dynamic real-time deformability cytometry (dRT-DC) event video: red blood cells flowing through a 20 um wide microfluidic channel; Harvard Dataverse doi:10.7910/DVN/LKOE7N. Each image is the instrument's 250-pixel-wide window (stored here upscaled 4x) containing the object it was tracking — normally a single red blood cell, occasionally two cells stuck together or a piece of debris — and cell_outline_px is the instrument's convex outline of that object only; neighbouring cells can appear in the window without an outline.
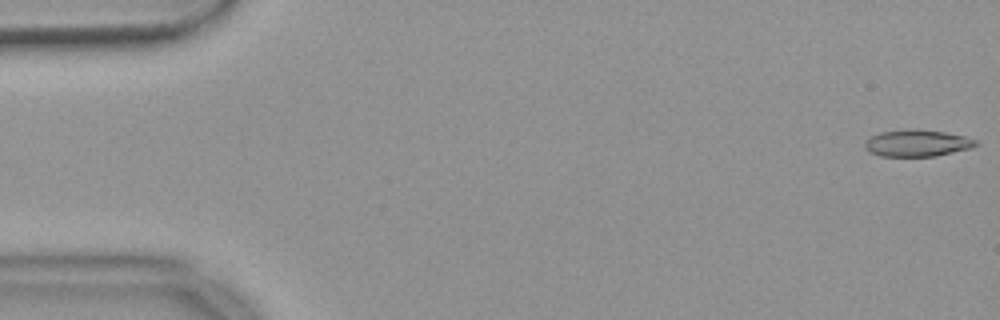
{"species": "common noctule bat (a hibernating species)", "species_latin": "Nyctalus noctula", "temperature_condition": "warm", "stored_images_in_passage": 55, "camera_frame_rate_fps": 3000, "um_per_image_px": 0.085, "animal": {"sex": "female", "body_mass_g": 18.4}, "frame": {"image": 1, "passage_image": 1, "time_ms": 0.0, "image_size_px": [1000, 320], "cell_outline_px": [[980, 144], [972, 148], [936, 156], [880, 156], [868, 152], [864, 148], [864, 140], [880, 132], [912, 128], [916, 128], [944, 132], [964, 136], [976, 140]], "centroid_in_image_um": [77.94, 12.16], "position_along_channel_um": 7.1, "area_um2": 17.57}}
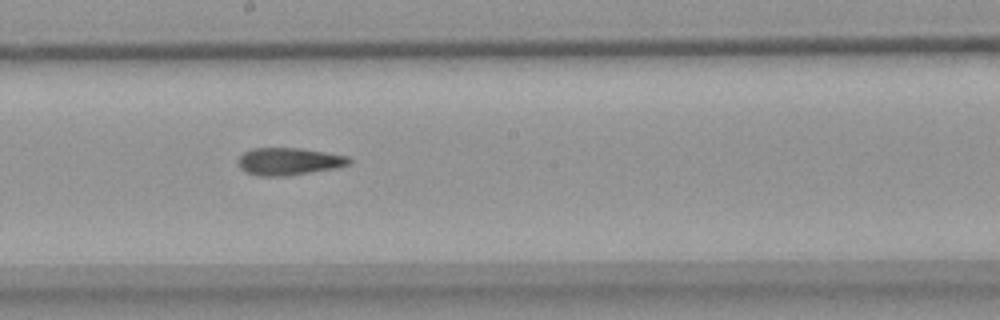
{"frame": {"image": 2, "passage_image": 30, "time_ms": 9.667, "image_size_px": [1000, 320], "cell_outline_px": [[352, 160], [348, 164], [336, 168], [288, 176], [256, 176], [244, 172], [240, 168], [236, 160], [244, 152], [252, 148], [300, 148], [348, 156]], "centroid_in_image_um": [24.5, 13.73], "position_along_channel_um": 223.7, "area_um2": 17.86}}
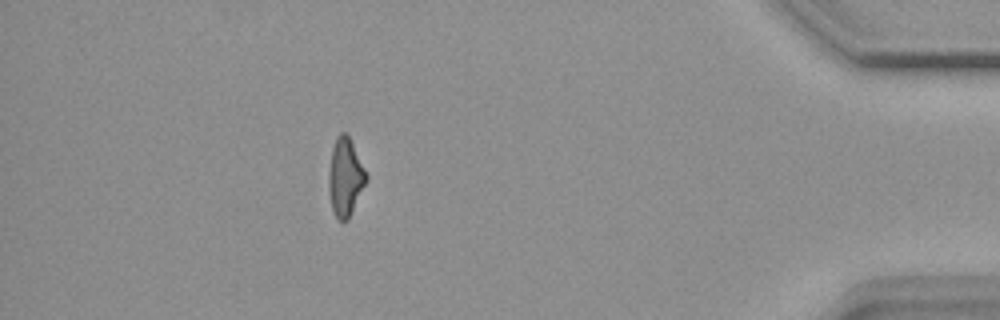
{"frame": {"image": 3, "passage_image": 49, "time_ms": 16.0, "image_size_px": [1000, 320], "cell_outline_px": [[368, 176], [352, 212], [348, 220], [336, 220], [332, 208], [328, 188], [328, 172], [332, 148], [336, 136], [340, 132], [348, 132]], "centroid_in_image_um": [29.33, 15.02], "position_along_channel_um": 405.9, "area_um2": 17.17}, "authors_computed_cell_mechanics": {"area_um2": 17.4556, "velocity_mm_per_s": 3.6925, "shape_relaxation_time_tau1_ms": null, "shape_relaxation_time_tau2_ms": 5.3467, "deformation_change_tau1": null, "deformation_change_tau2": 0.1665}}